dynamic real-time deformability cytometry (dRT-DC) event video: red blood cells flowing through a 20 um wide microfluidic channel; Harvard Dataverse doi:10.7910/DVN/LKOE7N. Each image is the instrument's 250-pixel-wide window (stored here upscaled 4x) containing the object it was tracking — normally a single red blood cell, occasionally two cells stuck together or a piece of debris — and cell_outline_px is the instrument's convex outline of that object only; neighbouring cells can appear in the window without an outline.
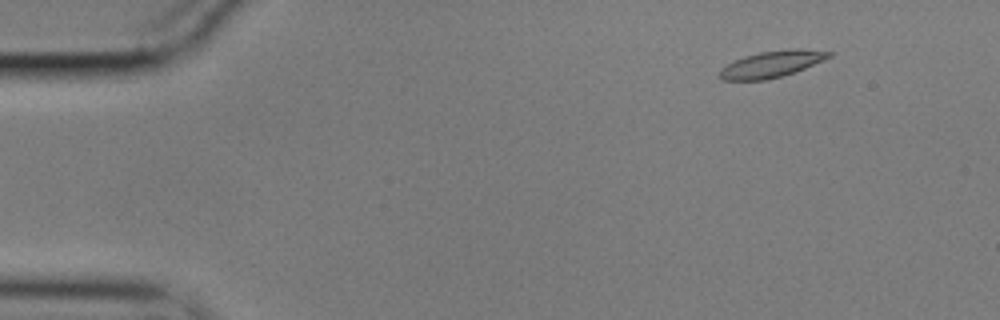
{"species": "common noctule bat (a hibernating species)", "species_latin": "Nyctalus noctula", "temperature_condition": "cold", "stored_images_in_passage": 12, "camera_frame_rate_fps": 3000, "um_per_image_px": 0.085, "animal": {"sex": "male", "body_mass_g": 17.9}, "frame": {"image": 1, "passage_image": 7, "time_ms": 2.0, "image_size_px": [1000, 320], "cell_outline_px": [[836, 52], [832, 56], [804, 68], [768, 80], [720, 80], [720, 68], [744, 56], [760, 52], [788, 48], [800, 48]], "centroid_in_image_um": [65.62, 5.43], "position_along_channel_um": 19.4, "area_um2": 16.82}}